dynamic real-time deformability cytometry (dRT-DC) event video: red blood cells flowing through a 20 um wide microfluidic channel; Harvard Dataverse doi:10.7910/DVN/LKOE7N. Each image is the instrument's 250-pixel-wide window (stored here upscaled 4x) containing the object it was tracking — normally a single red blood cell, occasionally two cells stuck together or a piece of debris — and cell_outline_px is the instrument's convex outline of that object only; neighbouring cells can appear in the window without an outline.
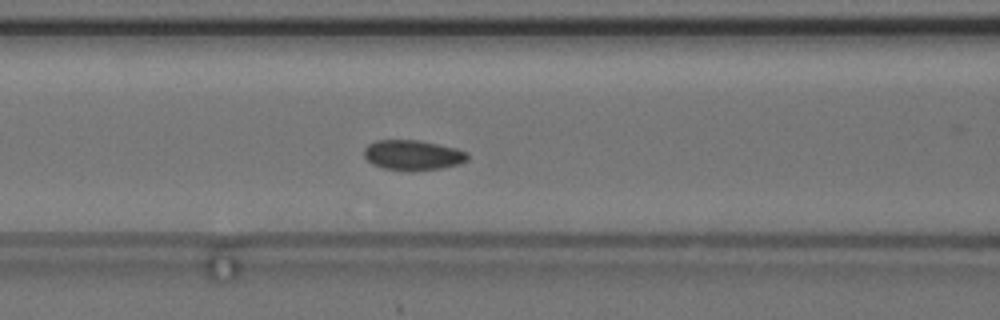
{"species": "common noctule bat (a hibernating species)", "species_latin": "Nyctalus noctula", "temperature_condition": "cold", "stored_images_in_passage": 29, "camera_frame_rate_fps": 3000, "um_per_image_px": 0.085, "animal": {"sex": "female", "body_mass_g": 24.6, "forearm_length_mm": 56.2}, "frame": {"image": 1, "passage_image": 9, "time_ms": 2.667, "image_size_px": [1000, 320], "cell_outline_px": [[468, 160], [460, 164], [440, 168], [408, 172], [384, 168], [372, 164], [364, 156], [364, 148], [368, 144], [376, 140], [420, 140], [456, 148], [468, 152]], "centroid_in_image_um": [35.09, 13.19], "position_along_channel_um": 131.5, "area_um2": 18.38}, "authors_computed_cell_mechanics": {"area_um2": 17.9758, "velocity_mm_per_s": 3.6484, "shape_relaxation_time_tau1_ms": null, "shape_relaxation_time_tau2_ms": 2.3501, "deformation_change_tau1": null, "deformation_change_tau2": 0.0649}}